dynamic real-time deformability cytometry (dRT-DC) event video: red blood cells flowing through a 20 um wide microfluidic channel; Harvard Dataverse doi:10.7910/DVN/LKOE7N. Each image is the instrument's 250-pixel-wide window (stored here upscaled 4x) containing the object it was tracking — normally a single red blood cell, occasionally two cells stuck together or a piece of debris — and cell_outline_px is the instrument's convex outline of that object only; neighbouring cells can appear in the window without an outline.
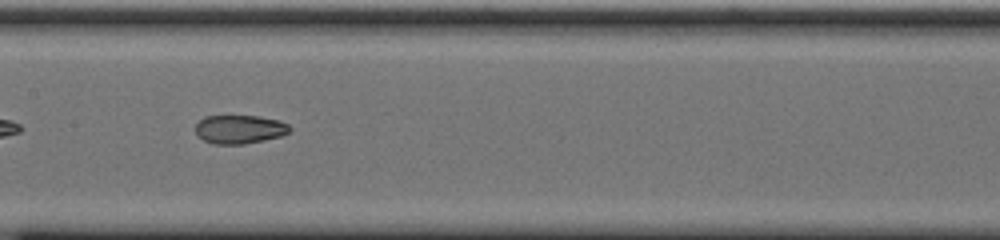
{"species": "common noctule bat (a hibernating species)", "species_latin": "Nyctalus noctula", "temperature_condition": "cold", "stored_images_in_passage": 41, "segment_of_instrument_passage": [1, 2], "camera_frame_rate_fps": 3000, "um_per_image_px": 0.085, "animal": {"sex": "male", "body_mass_g": 20.0, "forearm_length_mm": 53.3}, "frame": {"image": 1, "passage_image": 12, "time_ms": 3.667, "image_size_px": [1000, 240], "cell_outline_px": [[292, 128], [288, 132], [280, 136], [244, 144], [212, 144], [204, 140], [196, 132], [196, 124], [204, 116], [260, 116], [280, 120], [288, 124]], "centroid_in_image_um": [20.37, 10.98], "position_along_channel_um": 187.0, "area_um2": 15.66}}